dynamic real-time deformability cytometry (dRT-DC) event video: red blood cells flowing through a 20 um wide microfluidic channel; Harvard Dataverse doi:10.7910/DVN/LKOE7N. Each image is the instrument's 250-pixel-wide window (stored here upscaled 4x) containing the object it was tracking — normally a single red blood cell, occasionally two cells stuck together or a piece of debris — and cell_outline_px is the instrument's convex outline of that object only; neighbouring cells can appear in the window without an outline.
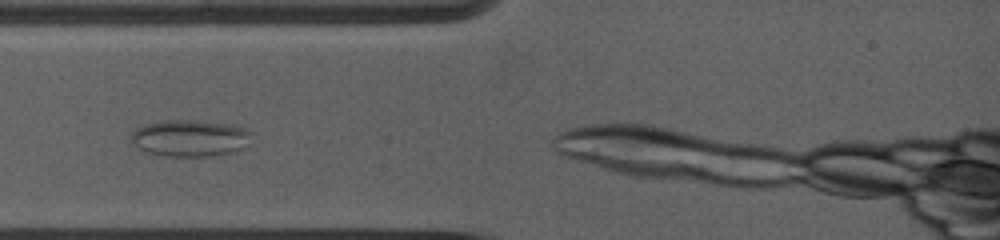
{"species": "common noctule bat (a hibernating species)", "species_latin": "Nyctalus noctula", "temperature_condition": "warm", "stored_images_in_passage": 37, "camera_frame_rate_fps": 5000, "um_per_image_px": 0.085, "animal": {"sex": "female", "body_mass_g": 19.0, "forearm_length_mm": 53.3}, "frame": {"image": 1, "passage_image": 5, "time_ms": 1.2, "image_size_px": [1000, 240], "cell_outline_px": [[252, 132], [240, 148], [232, 152], [212, 156], [168, 156], [148, 152], [136, 148], [132, 140], [132, 132], [136, 128], [144, 124], [160, 120], [204, 120], [228, 124], [244, 128]], "centroid_in_image_um": [16.08, 11.72], "position_along_channel_um": 68.9, "area_um2": 25.55}}
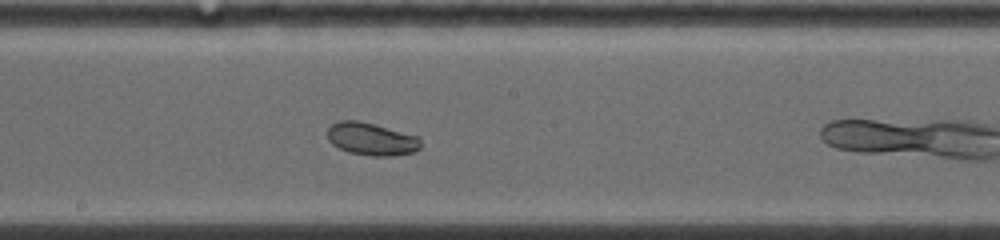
{"frame": {"image": 2, "passage_image": 18, "time_ms": 5.0, "image_size_px": [1000, 240], "cell_outline_px": [[420, 148], [412, 152], [392, 156], [372, 156], [348, 152], [332, 144], [328, 140], [328, 128], [332, 124], [340, 120], [356, 120], [420, 136]], "centroid_in_image_um": [31.57, 11.82], "position_along_channel_um": 216.6, "area_um2": 17.63}}
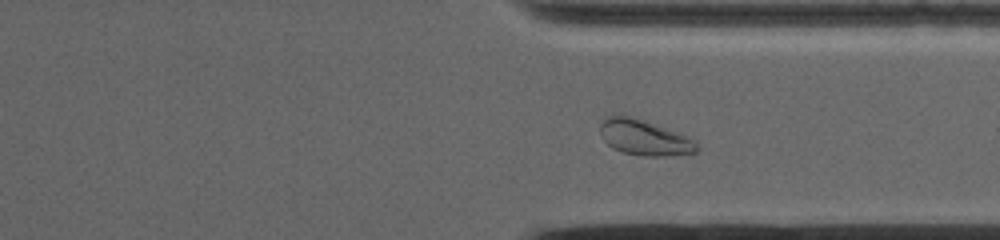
{"frame": {"image": 3, "passage_image": 30, "time_ms": 8.6, "image_size_px": [1000, 240], "cell_outline_px": [[700, 148], [696, 152], [664, 156], [644, 156], [624, 152], [612, 148], [604, 140], [600, 132], [600, 124], [608, 116], [632, 116], [644, 120], [688, 136], [696, 140]], "centroid_in_image_um": [54.8, 11.7], "position_along_channel_um": 356.6, "area_um2": 19.88}, "authors_computed_cell_mechanics": {"area_um2": 18.785, "velocity_mm_per_s": 3.8803, "shape_relaxation_time_tau1_ms": null, "shape_relaxation_time_tau2_ms": 5.2064, "deformation_change_tau1": null, "deformation_change_tau2": 0.063}}